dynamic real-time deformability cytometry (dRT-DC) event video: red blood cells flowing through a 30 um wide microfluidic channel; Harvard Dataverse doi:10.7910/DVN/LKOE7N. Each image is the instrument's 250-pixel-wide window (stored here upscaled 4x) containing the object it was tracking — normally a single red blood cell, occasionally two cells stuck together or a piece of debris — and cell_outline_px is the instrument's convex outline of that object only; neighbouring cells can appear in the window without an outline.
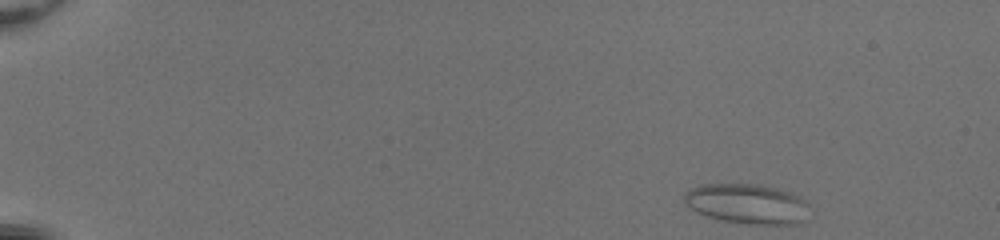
{"species": "common noctule bat (a hibernating species)", "species_latin": "Nyctalus noctula", "temperature_condition": "room temperature", "stored_images_in_passage": 46, "camera_frame_rate_fps": 3000, "um_per_image_px": 0.085, "animal": {"sex": "female", "body_mass_g": 20.0, "forearm_length_mm": 54.0}, "frame": {"image": 1, "passage_image": 1, "time_ms": 0.0, "image_size_px": [1000, 240], "cell_outline_px": [[808, 204], [800, 220], [796, 224], [748, 224], [720, 220], [708, 216], [684, 204], [684, 192], [688, 188], [700, 184], [760, 184], [792, 192], [808, 200]], "centroid_in_image_um": [63.46, 17.29], "position_along_channel_um": 21.5, "area_um2": 29.07}}
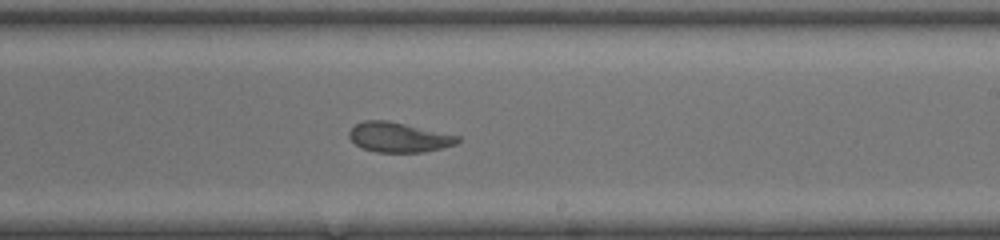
{"frame": {"image": 2, "passage_image": 28, "time_ms": 9.0, "image_size_px": [1000, 240], "cell_outline_px": [[460, 140], [456, 144], [424, 152], [376, 152], [364, 148], [356, 144], [348, 136], [348, 132], [356, 124], [364, 120], [388, 120], [460, 136]], "centroid_in_image_um": [33.89, 11.66], "position_along_channel_um": 255.1, "area_um2": 18.73}}
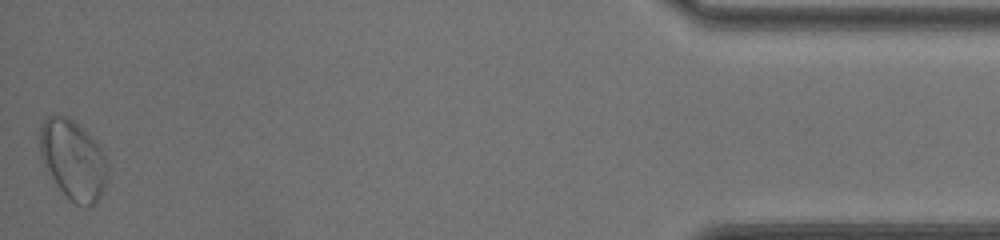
{"frame": {"image": 3, "passage_image": 46, "time_ms": 15.0, "image_size_px": [1000, 240], "cell_outline_px": [[108, 164], [104, 188], [100, 196], [88, 208], [84, 208], [68, 200], [56, 184], [40, 152], [40, 124], [52, 112], [56, 112], [68, 116], [100, 148]], "centroid_in_image_um": [6.19, 13.58], "position_along_channel_um": 429.0, "area_um2": 30.92}, "authors_computed_cell_mechanics": {"area_um2": 22.7443, "velocity_mm_per_s": 4.1356, "shape_relaxation_time_tau1_ms": null, "shape_relaxation_time_tau2_ms": 2.644, "deformation_change_tau1": null, "deformation_change_tau2": 0.0953}}